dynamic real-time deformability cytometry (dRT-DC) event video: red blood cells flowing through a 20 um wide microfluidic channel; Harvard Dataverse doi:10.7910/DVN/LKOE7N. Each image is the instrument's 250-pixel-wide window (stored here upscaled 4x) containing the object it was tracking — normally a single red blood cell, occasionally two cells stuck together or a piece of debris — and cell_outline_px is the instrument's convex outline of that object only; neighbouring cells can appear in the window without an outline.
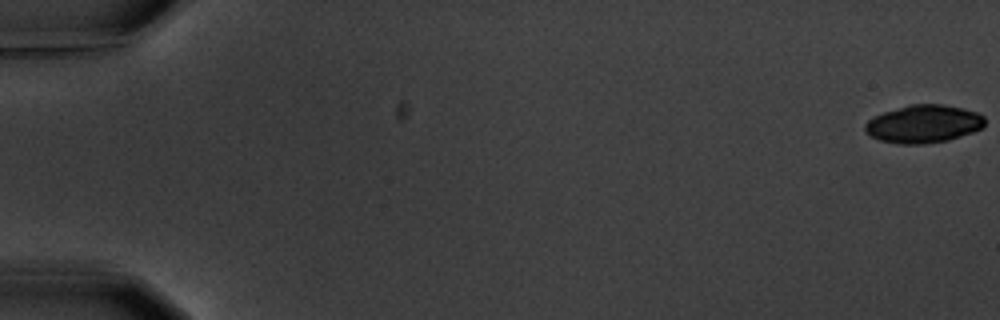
{"species": "common noctule bat (a hibernating species)", "species_latin": "Nyctalus noctula", "temperature_condition": "warm", "stored_images_in_passage": 5, "camera_frame_rate_fps": 3000, "um_per_image_px": 0.085, "animal": {"sex": "male", "body_mass_g": 20.1, "forearm_length_mm": 53.5}, "frame": {"image": 1, "passage_image": 1, "time_ms": 0.0, "image_size_px": [1000, 320], "cell_outline_px": [[984, 128], [948, 140], [924, 144], [900, 144], [880, 140], [864, 132], [864, 124], [868, 120], [884, 112], [912, 104], [944, 104], [964, 108], [976, 112], [984, 116]], "centroid_in_image_um": [78.52, 10.53], "position_along_channel_um": 6.5, "area_um2": 26.41}}
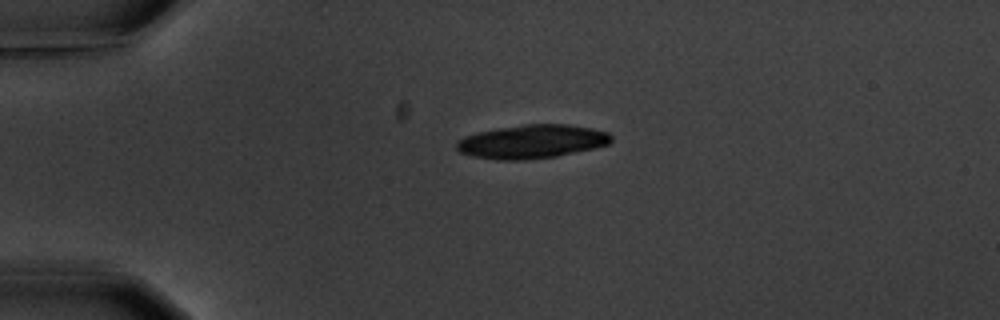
{"frame": {"image": 2, "passage_image": 4, "time_ms": 4.667, "image_size_px": [1000, 320], "cell_outline_px": [[612, 140], [608, 144], [596, 148], [556, 156], [524, 160], [496, 160], [472, 156], [460, 152], [456, 148], [456, 140], [464, 136], [476, 132], [524, 124], [568, 124], [592, 128], [608, 132], [612, 136]], "centroid_in_image_um": [45.2, 12.03], "position_along_channel_um": 39.8, "area_um2": 30.52}}